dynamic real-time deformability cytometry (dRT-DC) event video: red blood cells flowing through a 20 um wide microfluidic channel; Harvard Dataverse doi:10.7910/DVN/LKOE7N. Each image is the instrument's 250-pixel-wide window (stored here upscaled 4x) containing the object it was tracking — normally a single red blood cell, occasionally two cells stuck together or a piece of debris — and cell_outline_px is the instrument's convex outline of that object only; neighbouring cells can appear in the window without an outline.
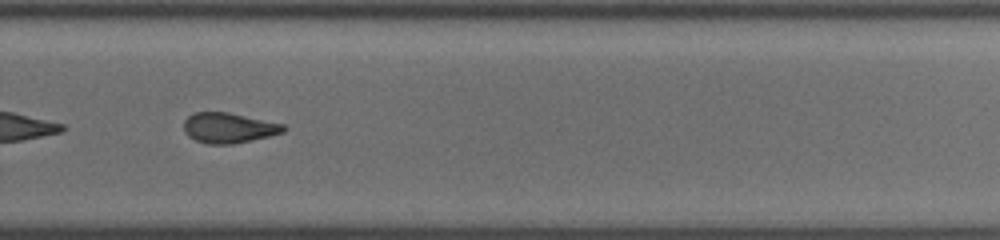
{"species": "common noctule bat (a hibernating species)", "species_latin": "Nyctalus noctula", "temperature_condition": "cold", "stored_images_in_passage": 36, "camera_frame_rate_fps": 3000, "um_per_image_px": 0.085, "animal": {"sex": "female", "body_mass_g": 19.5, "forearm_length_mm": 54.1}, "frame": {"image": 1, "passage_image": 21, "time_ms": 6.667, "image_size_px": [1000, 240], "cell_outline_px": [[288, 128], [284, 132], [252, 140], [232, 144], [208, 144], [196, 140], [188, 136], [184, 132], [184, 120], [188, 116], [196, 112], [228, 112], [284, 124]], "centroid_in_image_um": [19.44, 10.87], "position_along_channel_um": 310.4, "area_um2": 17.57}}
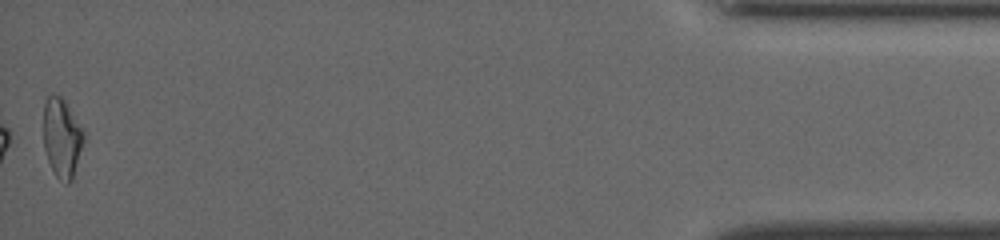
{"frame": {"image": 2, "passage_image": 36, "time_ms": 11.667, "image_size_px": [1000, 240], "cell_outline_px": [[84, 140], [72, 180], [68, 184], [64, 184], [56, 176], [48, 160], [44, 148], [44, 104], [48, 96], [60, 96], [64, 100], [84, 132]], "centroid_in_image_um": [5.26, 11.75], "position_along_channel_um": 429.9, "area_um2": 18.21}, "authors_computed_cell_mechanics": {"area_um2": 17.8602, "velocity_mm_per_s": 3.9191, "shape_relaxation_time_tau1_ms": null, "shape_relaxation_time_tau2_ms": 3.9402, "deformation_change_tau1": null, "deformation_change_tau2": 0.1191}}